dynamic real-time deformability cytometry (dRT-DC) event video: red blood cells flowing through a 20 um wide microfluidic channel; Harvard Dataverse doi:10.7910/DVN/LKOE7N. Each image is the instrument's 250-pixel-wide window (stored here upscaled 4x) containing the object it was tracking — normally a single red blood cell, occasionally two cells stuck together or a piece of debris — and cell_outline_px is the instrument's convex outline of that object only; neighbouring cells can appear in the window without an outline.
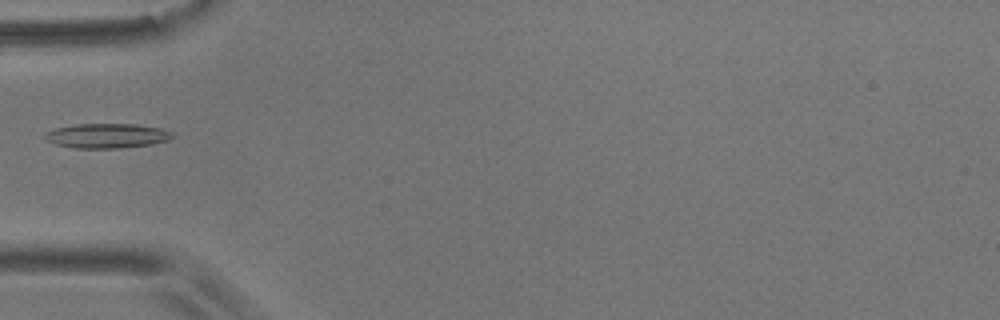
{"species": "common noctule bat (a hibernating species)", "species_latin": "Nyctalus noctula", "temperature_condition": "room temperature", "stored_images_in_passage": 6, "camera_frame_rate_fps": 3000, "um_per_image_px": 0.085, "animal": {"sex": "male", "body_mass_g": 17.9}, "frame": {"image": 1, "passage_image": 6, "time_ms": 5.667, "image_size_px": [1000, 320], "cell_outline_px": [[172, 136], [168, 140], [152, 144], [120, 148], [76, 148], [56, 144], [48, 140], [44, 136], [44, 132], [56, 128], [76, 124], [136, 124], [160, 128], [172, 132]], "centroid_in_image_um": [9.08, 11.54], "position_along_channel_um": 75.9, "area_um2": 18.15}}